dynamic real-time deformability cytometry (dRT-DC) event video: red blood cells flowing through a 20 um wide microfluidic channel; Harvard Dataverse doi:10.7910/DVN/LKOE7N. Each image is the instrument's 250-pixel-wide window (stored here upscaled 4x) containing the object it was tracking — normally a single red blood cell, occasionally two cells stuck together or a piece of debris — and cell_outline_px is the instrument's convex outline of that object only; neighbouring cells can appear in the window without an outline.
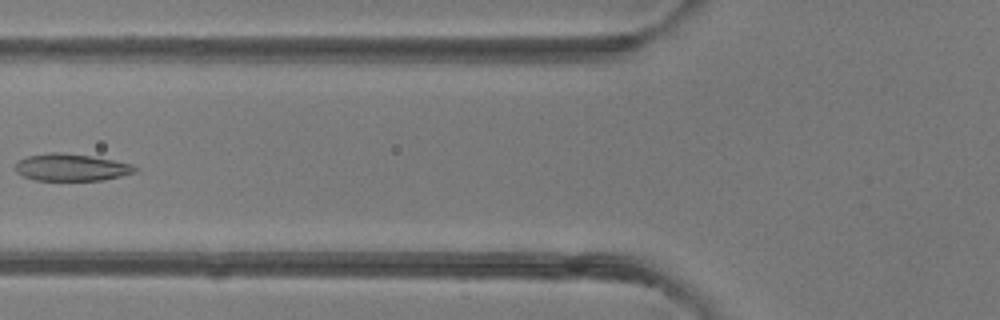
{"species": "common noctule bat (a hibernating species)", "species_latin": "Nyctalus noctula", "temperature_condition": "room temperature", "stored_images_in_passage": 5, "camera_frame_rate_fps": 3000, "um_per_image_px": 0.085, "animal": {"sex": "female"}, "frame": {"image": 1, "passage_image": 5, "time_ms": 4.667, "image_size_px": [1000, 320], "cell_outline_px": [[136, 172], [104, 180], [36, 180], [24, 176], [16, 172], [16, 164], [20, 160], [28, 156], [52, 152], [60, 152], [88, 156], [112, 160], [132, 164], [136, 168]], "centroid_in_image_um": [6.06, 14.23], "position_along_channel_um": 119.7, "area_um2": 18.55}}